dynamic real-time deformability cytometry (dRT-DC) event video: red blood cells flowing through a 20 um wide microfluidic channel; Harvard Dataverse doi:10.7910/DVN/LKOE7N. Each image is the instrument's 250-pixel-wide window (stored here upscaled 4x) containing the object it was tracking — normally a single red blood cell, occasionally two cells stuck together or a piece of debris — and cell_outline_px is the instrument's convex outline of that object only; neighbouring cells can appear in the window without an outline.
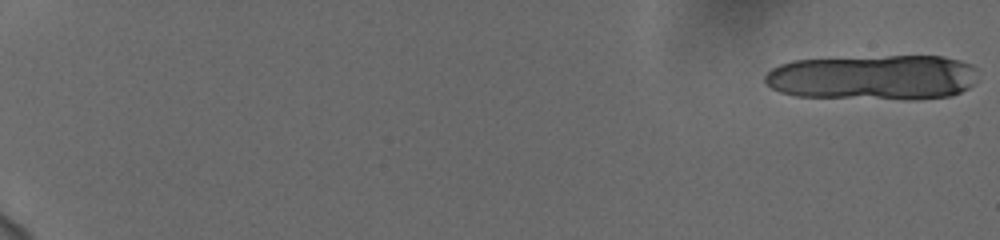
{"species": "human", "species_latin": "Homo sapiens", "temperature_condition": "cold", "stored_images_in_passage": 17, "camera_frame_rate_fps": 3000, "um_per_image_px": 0.085, "donor": {"sex": "female"}, "frame": {"image": 1, "passage_image": 1, "time_ms": 0.0, "image_size_px": [1000, 240], "cell_outline_px": [[976, 68], [972, 84], [968, 88], [952, 96], [916, 100], [912, 100], [796, 96], [780, 92], [772, 88], [764, 80], [764, 76], [772, 68], [780, 64], [792, 60], [888, 56], [944, 56], [960, 60], [972, 64]], "centroid_in_image_um": [74.23, 6.59], "position_along_channel_um": 10.8, "area_um2": 56.53}}